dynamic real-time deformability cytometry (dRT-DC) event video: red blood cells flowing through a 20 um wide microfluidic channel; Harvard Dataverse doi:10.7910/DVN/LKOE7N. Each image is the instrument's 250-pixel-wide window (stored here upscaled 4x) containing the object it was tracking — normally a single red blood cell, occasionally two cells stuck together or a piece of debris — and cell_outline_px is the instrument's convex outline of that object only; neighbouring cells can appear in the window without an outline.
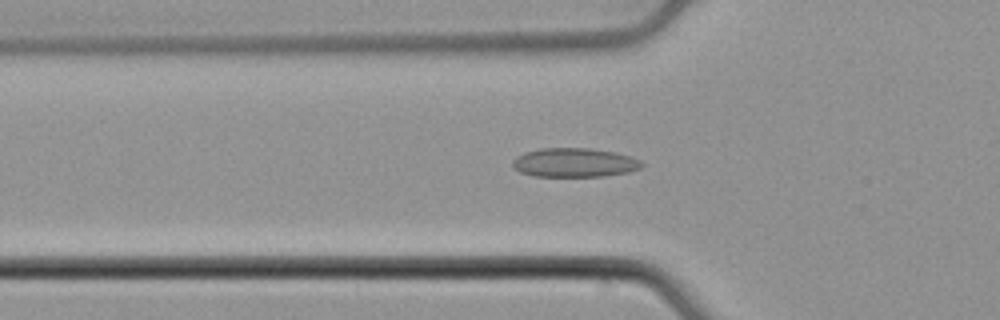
{"species": "common noctule bat (a hibernating species)", "species_latin": "Nyctalus noctula", "temperature_condition": "cold", "stored_images_in_passage": 47, "camera_frame_rate_fps": 3000, "um_per_image_px": 0.085, "animal": {"sex": "male", "body_mass_g": 21.5, "forearm_length_mm": 52.0}, "frame": {"image": 1, "passage_image": 12, "time_ms": 3.667, "image_size_px": [1000, 320], "cell_outline_px": [[644, 164], [640, 168], [628, 172], [604, 176], [532, 176], [520, 172], [512, 168], [512, 160], [516, 156], [524, 152], [540, 148], [588, 148], [616, 152], [640, 160]], "centroid_in_image_um": [48.78, 13.82], "position_along_channel_um": 77.0, "area_um2": 21.96}}
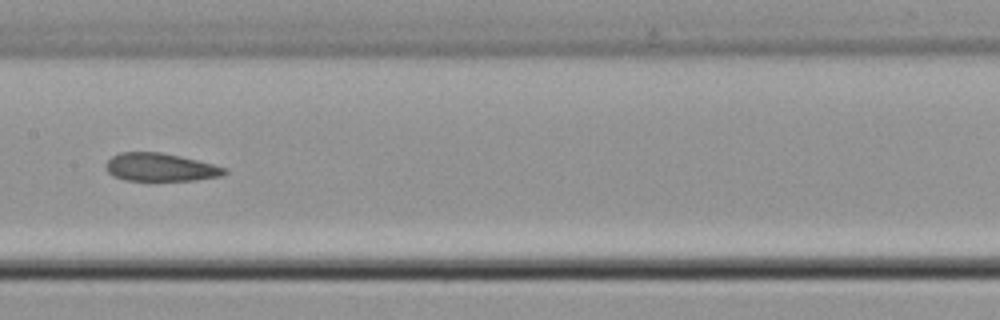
{"frame": {"image": 2, "passage_image": 21, "time_ms": 6.667, "image_size_px": [1000, 320], "cell_outline_px": [[228, 172], [220, 176], [196, 180], [124, 180], [112, 176], [108, 172], [104, 164], [112, 156], [120, 152], [160, 152], [180, 156], [228, 168]], "centroid_in_image_um": [13.61, 14.21], "position_along_channel_um": 193.8, "area_um2": 19.36}}
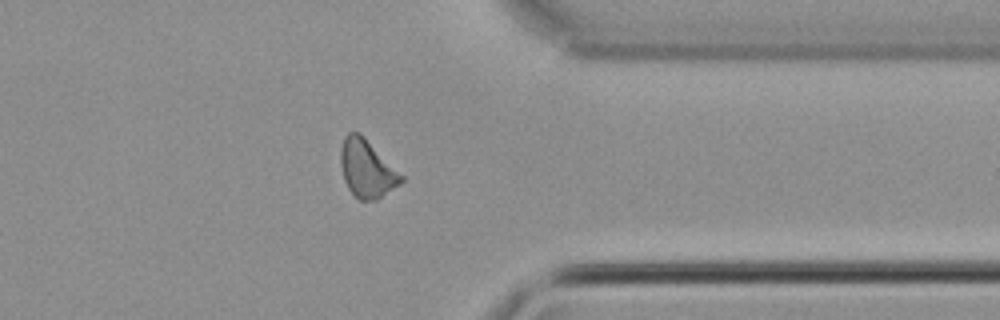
{"frame": {"image": 3, "passage_image": 36, "time_ms": 11.667, "image_size_px": [1000, 320], "cell_outline_px": [[404, 180], [400, 184], [376, 200], [360, 200], [348, 188], [344, 180], [340, 164], [340, 148], [344, 136], [348, 132], [360, 132], [404, 176]], "centroid_in_image_um": [31.17, 14.31], "position_along_channel_um": 380.2, "area_um2": 20.4}, "authors_computed_cell_mechanics": {"area_um2": 20.4034, "velocity_mm_per_s": 3.891, "shape_relaxation_time_tau1_ms": null, "shape_relaxation_time_tau2_ms": 4.8503, "deformation_change_tau1": null, "deformation_change_tau2": 0.1025}}